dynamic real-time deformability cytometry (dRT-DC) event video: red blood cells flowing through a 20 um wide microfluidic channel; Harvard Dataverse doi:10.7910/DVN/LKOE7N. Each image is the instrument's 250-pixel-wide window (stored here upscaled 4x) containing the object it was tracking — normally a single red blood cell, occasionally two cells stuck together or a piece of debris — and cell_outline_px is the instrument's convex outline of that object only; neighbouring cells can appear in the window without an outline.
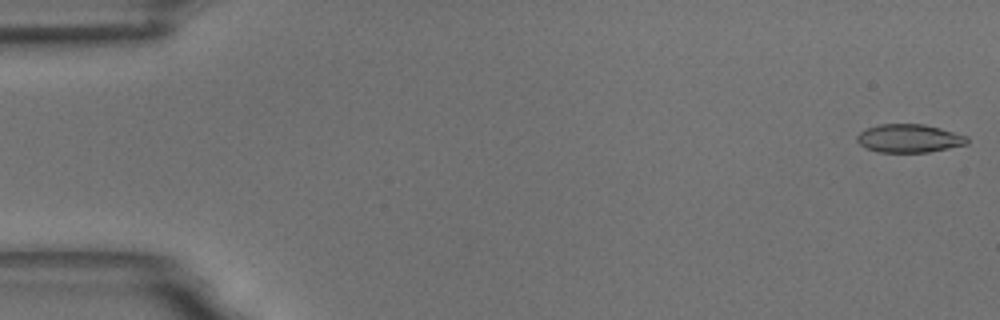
{"species": "common noctule bat (a hibernating species)", "species_latin": "Nyctalus noctula", "temperature_condition": "room temperature", "stored_images_in_passage": 54, "camera_frame_rate_fps": 3000, "um_per_image_px": 0.085, "animal": {"sex": "male", "body_mass_g": 18.8}, "frame": {"image": 1, "passage_image": 1, "time_ms": 0.0, "image_size_px": [1000, 320], "cell_outline_px": [[968, 144], [928, 152], [880, 152], [864, 148], [856, 140], [856, 136], [860, 132], [868, 128], [880, 124], [924, 124], [940, 128], [968, 136]], "centroid_in_image_um": [77.27, 11.76], "position_along_channel_um": 7.7, "area_um2": 18.15}}
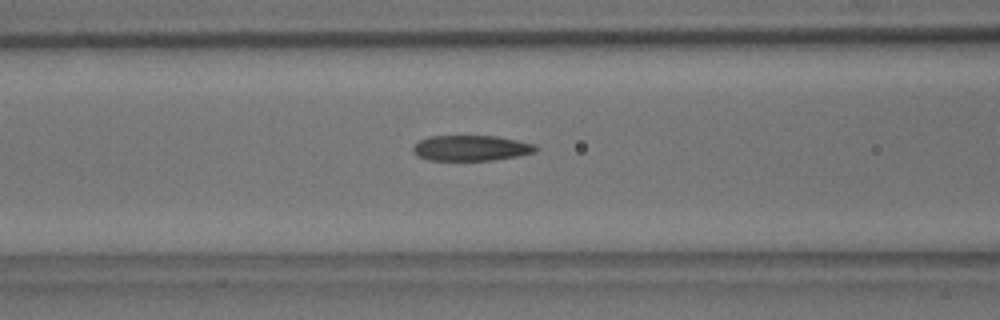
{"frame": {"image": 2, "passage_image": 22, "time_ms": 7.0, "image_size_px": [1000, 320], "cell_outline_px": [[540, 148], [536, 152], [516, 156], [492, 160], [428, 160], [416, 156], [412, 152], [412, 148], [420, 140], [428, 136], [496, 136], [536, 144]], "centroid_in_image_um": [40.04, 12.58], "position_along_channel_um": 126.6, "area_um2": 18.32}}
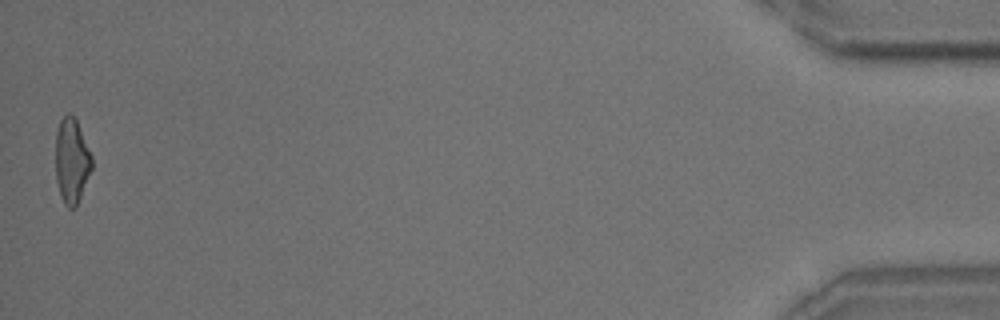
{"frame": {"image": 3, "passage_image": 54, "time_ms": 17.667, "image_size_px": [1000, 320], "cell_outline_px": [[92, 168], [76, 208], [68, 208], [64, 204], [60, 196], [56, 180], [56, 132], [60, 120], [68, 112], [76, 120], [92, 156]], "centroid_in_image_um": [6.09, 13.7], "position_along_channel_um": 429.1, "area_um2": 17.92}, "authors_computed_cell_mechanics": {"area_um2": 18.8139, "velocity_mm_per_s": 3.7153, "shape_relaxation_time_tau1_ms": 6.0908, "shape_relaxation_time_tau2_ms": 2.3288, "deformation_change_tau1": 0.1902, "deformation_change_tau2": 0.1074}}